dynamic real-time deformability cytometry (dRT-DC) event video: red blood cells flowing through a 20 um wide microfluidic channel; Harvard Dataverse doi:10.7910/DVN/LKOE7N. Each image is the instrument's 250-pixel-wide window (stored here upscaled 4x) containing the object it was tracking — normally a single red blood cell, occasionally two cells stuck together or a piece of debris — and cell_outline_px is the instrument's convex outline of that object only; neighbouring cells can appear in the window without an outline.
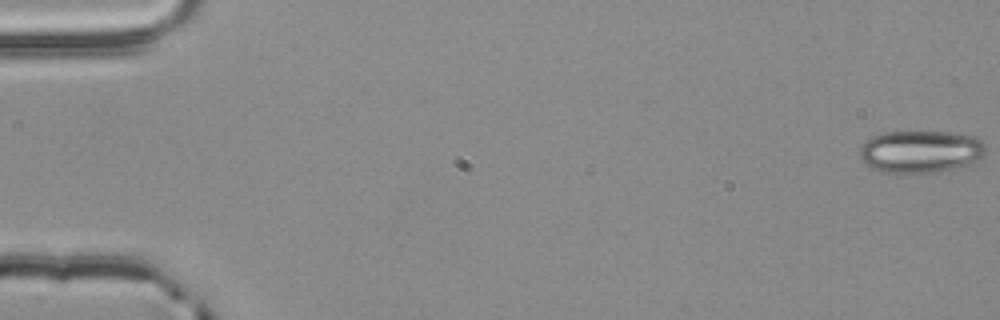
{"species": "common noctule bat (a hibernating species)", "species_latin": "Nyctalus noctula", "temperature_condition": "room temperature", "stored_images_in_passage": 55, "camera_frame_rate_fps": 3000, "um_per_image_px": 0.085, "animal": {"sex": "male", "body_mass_g": 20.4}, "frame": {"image": 1, "passage_image": 1, "time_ms": 0.0, "image_size_px": [1000, 320], "cell_outline_px": [[984, 152], [972, 164], [956, 168], [936, 172], [888, 172], [872, 168], [864, 164], [860, 160], [860, 148], [872, 136], [884, 132], [948, 132], [976, 136], [984, 140]], "centroid_in_image_um": [78.26, 12.87], "position_along_channel_um": 6.7, "area_um2": 30.98}}
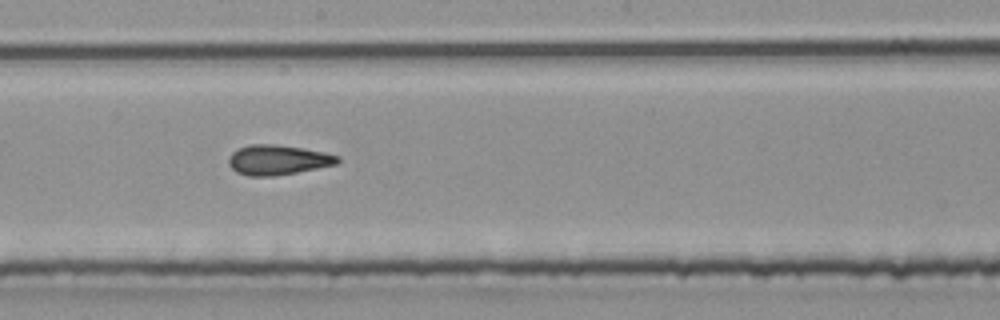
{"frame": {"image": 2, "passage_image": 31, "time_ms": 10.0, "image_size_px": [1000, 320], "cell_outline_px": [[340, 160], [336, 164], [296, 172], [272, 176], [248, 176], [236, 172], [228, 164], [228, 160], [232, 152], [248, 144], [272, 144], [304, 148], [324, 152], [340, 156]], "centroid_in_image_um": [23.6, 13.58], "position_along_channel_um": 224.6, "area_um2": 18.9}}
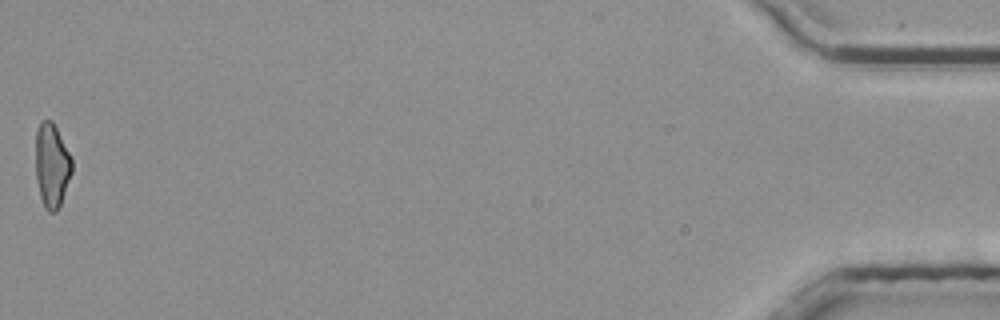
{"frame": {"image": 3, "passage_image": 55, "time_ms": 18.0, "image_size_px": [1000, 320], "cell_outline_px": [[72, 172], [60, 204], [56, 212], [48, 212], [44, 208], [40, 196], [36, 180], [36, 128], [40, 120], [52, 120], [72, 156]], "centroid_in_image_um": [4.4, 14.03], "position_along_channel_um": 430.8, "area_um2": 17.98}, "authors_computed_cell_mechanics": {"area_um2": 18.8428, "velocity_mm_per_s": 3.8693, "shape_relaxation_time_tau1_ms": null, "shape_relaxation_time_tau2_ms": 1.1788, "deformation_change_tau1": null, "deformation_change_tau2": 0.0888}}